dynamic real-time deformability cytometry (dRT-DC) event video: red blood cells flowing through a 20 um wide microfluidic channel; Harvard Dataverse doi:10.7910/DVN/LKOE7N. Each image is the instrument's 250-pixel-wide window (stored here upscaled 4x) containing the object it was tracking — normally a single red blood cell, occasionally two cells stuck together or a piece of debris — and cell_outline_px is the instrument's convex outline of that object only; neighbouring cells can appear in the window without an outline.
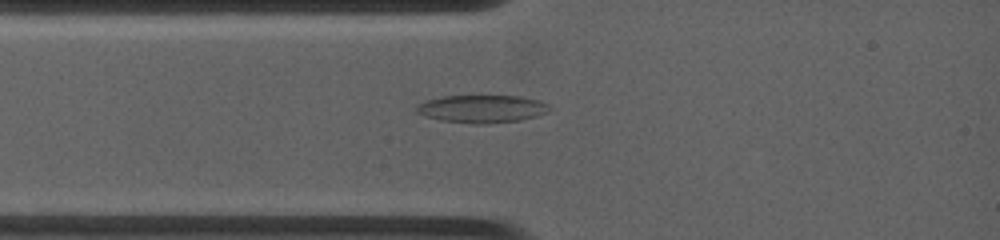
{"species": "common noctule bat (a hibernating species)", "species_latin": "Nyctalus noctula", "temperature_condition": "warm", "stored_images_in_passage": 2, "camera_frame_rate_fps": 4500, "um_per_image_px": 0.085, "animal": {"sex": "female", "body_mass_g": 19.0, "forearm_length_mm": 53.3}, "frame": {"image": 1, "passage_image": 2, "time_ms": 0.889, "image_size_px": [1000, 240], "cell_outline_px": [[548, 112], [536, 116], [520, 120], [480, 124], [476, 124], [440, 120], [424, 116], [416, 112], [416, 108], [420, 104], [428, 100], [444, 96], [516, 96], [540, 100], [548, 104]], "centroid_in_image_um": [40.97, 9.25], "position_along_channel_um": 44.0, "area_um2": 21.21}}